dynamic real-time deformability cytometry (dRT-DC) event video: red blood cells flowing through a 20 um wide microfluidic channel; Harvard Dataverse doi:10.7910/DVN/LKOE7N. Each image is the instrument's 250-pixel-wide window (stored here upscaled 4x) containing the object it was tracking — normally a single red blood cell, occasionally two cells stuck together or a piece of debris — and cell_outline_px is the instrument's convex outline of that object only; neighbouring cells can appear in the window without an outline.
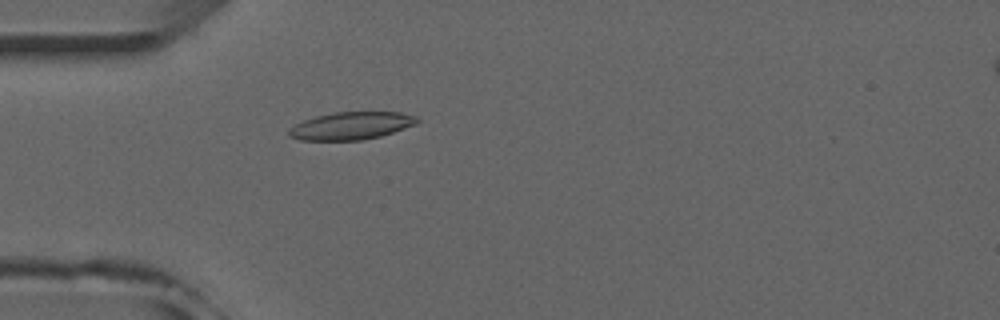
{"species": "common noctule bat (a hibernating species)", "species_latin": "Nyctalus noctula", "temperature_condition": "room temperature", "stored_images_in_passage": 52, "camera_frame_rate_fps": 3000, "um_per_image_px": 0.085, "animal": {"sex": "male", "forearm_length_mm": 52.5}, "frame": {"image": 1, "passage_image": 15, "time_ms": 4.667, "image_size_px": [1000, 320], "cell_outline_px": [[420, 120], [416, 124], [380, 136], [364, 140], [300, 140], [288, 136], [288, 128], [304, 120], [316, 116], [336, 112], [400, 112], [416, 116]], "centroid_in_image_um": [29.84, 10.69], "position_along_channel_um": 55.2, "area_um2": 20.58}}
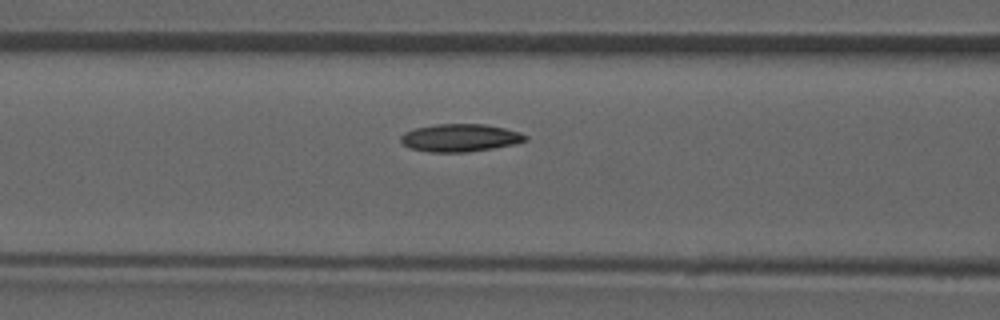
{"frame": {"image": 2, "passage_image": 21, "time_ms": 6.667, "image_size_px": [1000, 320], "cell_outline_px": [[528, 140], [512, 144], [492, 148], [468, 152], [428, 152], [408, 148], [400, 140], [400, 136], [404, 132], [416, 128], [436, 124], [484, 124], [504, 128], [520, 132], [528, 136]], "centroid_in_image_um": [39.09, 11.71], "position_along_channel_um": 127.5, "area_um2": 20.11}}
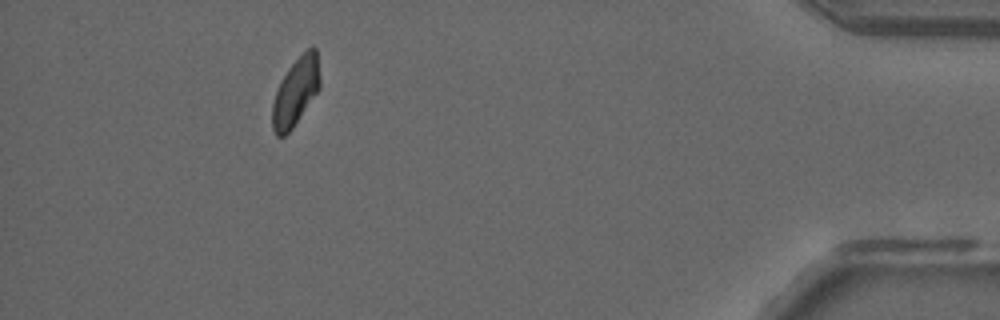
{"frame": {"image": 3, "passage_image": 47, "time_ms": 15.333, "image_size_px": [1000, 320], "cell_outline_px": [[320, 88], [292, 128], [284, 136], [276, 136], [272, 128], [272, 104], [280, 80], [288, 68], [312, 44], [316, 48], [320, 80]], "centroid_in_image_um": [25.12, 7.79], "position_along_channel_um": 410.1, "area_um2": 18.67}, "authors_computed_cell_mechanics": {"area_um2": 19.7676, "velocity_mm_per_s": 3.945, "shape_relaxation_time_tau1_ms": 4.8522, "shape_relaxation_time_tau2_ms": 5.6276, "deformation_change_tau1": 0.1407, "deformation_change_tau2": 0.1113}}